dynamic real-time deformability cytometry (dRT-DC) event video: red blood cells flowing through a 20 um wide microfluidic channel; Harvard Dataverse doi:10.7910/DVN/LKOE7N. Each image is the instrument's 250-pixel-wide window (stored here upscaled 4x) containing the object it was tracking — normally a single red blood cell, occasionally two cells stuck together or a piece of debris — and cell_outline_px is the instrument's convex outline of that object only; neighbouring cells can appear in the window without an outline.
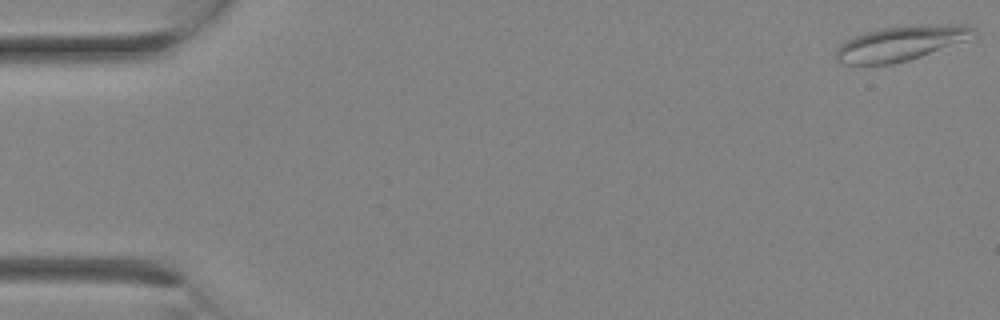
{"species": "Egyptian fruit bat (a non-hibernating species)", "species_latin": "Rousettus aegyptiacus", "temperature_condition": "room temperature", "stored_images_in_passage": 10, "camera_frame_rate_fps": 3000, "um_per_image_px": 0.085, "animal": {"sex": "female"}, "frame": {"image": 1, "passage_image": 1, "time_ms": 0.0, "image_size_px": [1000, 320], "cell_outline_px": [[976, 36], [920, 56], [908, 60], [892, 64], [840, 64], [836, 60], [836, 48], [840, 44], [864, 32], [880, 28], [920, 24], [968, 24], [976, 28]], "centroid_in_image_um": [76.58, 3.66], "position_along_channel_um": 8.4, "area_um2": 27.92}}
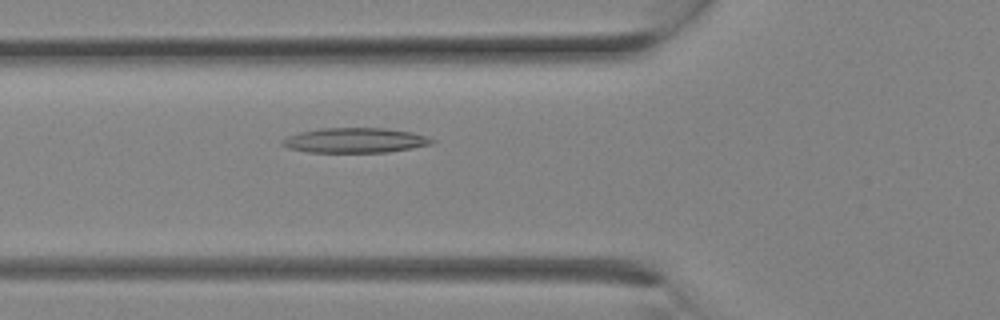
{"frame": {"image": 2, "passage_image": 10, "time_ms": 3.0, "image_size_px": [1000, 320], "cell_outline_px": [[436, 140], [432, 144], [412, 148], [388, 152], [308, 152], [288, 148], [280, 144], [280, 140], [288, 136], [300, 132], [320, 128], [384, 128], [412, 132], [428, 136]], "centroid_in_image_um": [30.18, 11.93], "position_along_channel_um": 95.6, "area_um2": 21.85}}